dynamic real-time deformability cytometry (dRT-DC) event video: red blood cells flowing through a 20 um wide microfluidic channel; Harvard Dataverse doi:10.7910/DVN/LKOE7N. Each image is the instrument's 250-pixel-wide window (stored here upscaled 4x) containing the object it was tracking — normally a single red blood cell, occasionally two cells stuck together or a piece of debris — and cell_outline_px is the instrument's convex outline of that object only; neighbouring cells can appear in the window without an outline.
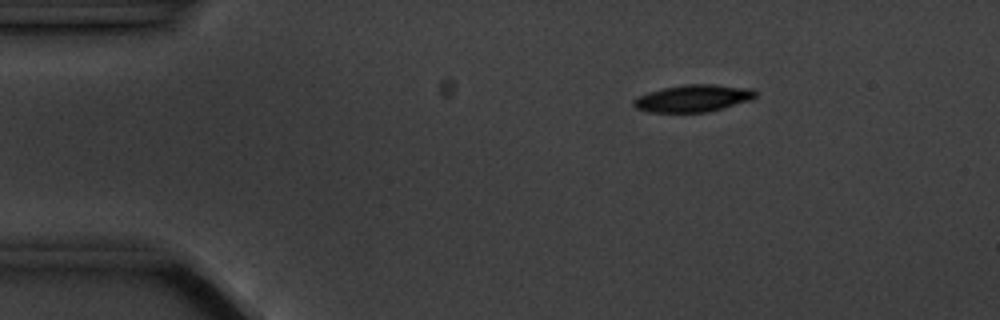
{"species": "common noctule bat (a hibernating species)", "species_latin": "Nyctalus noctula", "temperature_condition": "cold", "stored_images_in_passage": 6, "segment_of_instrument_passage": [1, 2], "camera_frame_rate_fps": 3000, "um_per_image_px": 0.085, "animal": {"sex": "male", "body_mass_g": 20.1, "forearm_length_mm": 53.5}, "frame": {"image": 1, "passage_image": 3, "time_ms": 2.333, "image_size_px": [1000, 320], "cell_outline_px": [[756, 96], [752, 100], [724, 108], [708, 112], [652, 112], [636, 108], [632, 104], [632, 100], [648, 92], [664, 88], [684, 84], [712, 84], [752, 88], [756, 92]], "centroid_in_image_um": [58.95, 8.35], "position_along_channel_um": 26.0, "area_um2": 19.31}}